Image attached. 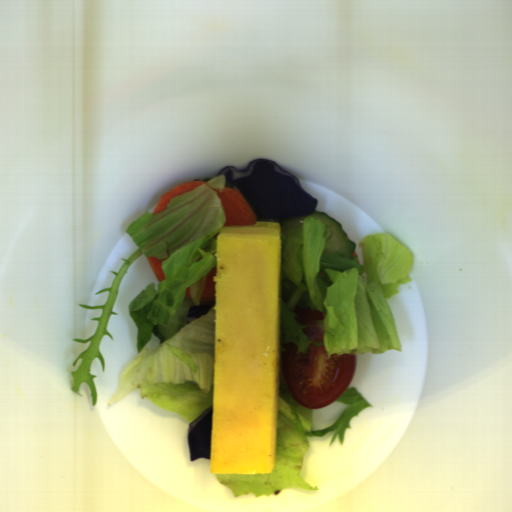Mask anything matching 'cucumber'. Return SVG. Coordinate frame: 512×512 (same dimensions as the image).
Returning <instances> with one entry per match:
<instances>
[{"label": "cucumber", "mask_w": 512, "mask_h": 512, "mask_svg": "<svg viewBox=\"0 0 512 512\" xmlns=\"http://www.w3.org/2000/svg\"><path fill=\"white\" fill-rule=\"evenodd\" d=\"M305 217L317 218L331 229L332 236L325 245V252L337 254L342 258L352 259L356 248V242L349 239L348 232L343 230L342 224L325 212L315 210V212L298 217H287L281 219L277 222L280 227V234L290 237L292 229L302 224Z\"/></svg>", "instance_id": "1"}]
</instances>
